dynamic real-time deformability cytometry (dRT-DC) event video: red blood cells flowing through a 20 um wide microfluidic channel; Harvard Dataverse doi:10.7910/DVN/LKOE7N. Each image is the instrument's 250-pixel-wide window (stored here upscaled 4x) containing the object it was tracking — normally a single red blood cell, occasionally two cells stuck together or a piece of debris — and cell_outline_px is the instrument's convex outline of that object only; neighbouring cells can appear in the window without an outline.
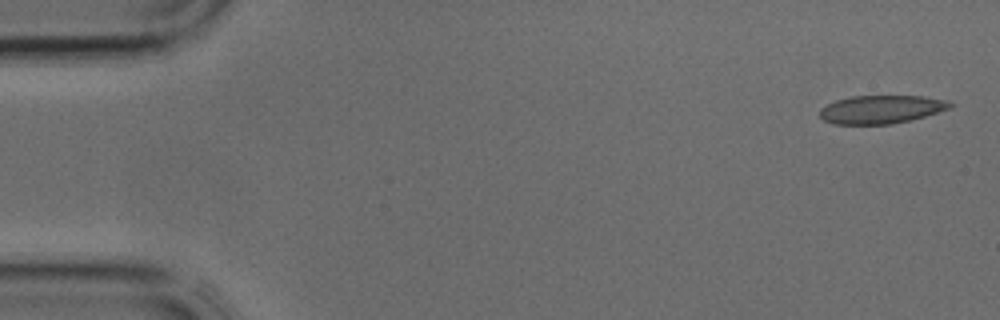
{"species": "common noctule bat (a hibernating species)", "species_latin": "Nyctalus noctula", "temperature_condition": "cold", "stored_images_in_passage": 8, "camera_frame_rate_fps": 3000, "um_per_image_px": 0.085, "animal": {"sex": "male", "body_mass_g": 17.9, "forearm_length_mm": 54.2}, "frame": {"image": 1, "passage_image": 1, "time_ms": 0.0, "image_size_px": [1000, 320], "cell_outline_px": [[956, 104], [952, 108], [912, 120], [892, 124], [832, 124], [824, 120], [820, 116], [820, 108], [836, 100], [852, 96], [924, 96], [948, 100]], "centroid_in_image_um": [74.96, 9.3], "position_along_channel_um": 10.0, "area_um2": 21.68}}